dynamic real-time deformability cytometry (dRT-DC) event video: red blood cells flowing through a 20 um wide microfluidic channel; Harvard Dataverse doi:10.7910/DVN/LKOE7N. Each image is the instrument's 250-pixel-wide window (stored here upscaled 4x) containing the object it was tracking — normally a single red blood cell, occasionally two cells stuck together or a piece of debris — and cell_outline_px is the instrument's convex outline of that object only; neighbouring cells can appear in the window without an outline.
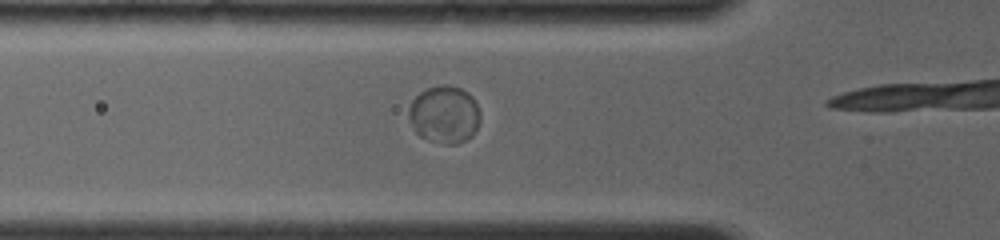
{"species": "common noctule bat (a hibernating species)", "species_latin": "Nyctalus noctula", "temperature_condition": "room temperature", "stored_images_in_passage": 5, "camera_frame_rate_fps": 4000, "um_per_image_px": 0.085, "animal": {"sex": "female", "body_mass_g": 19.0, "forearm_length_mm": 56.7}, "frame": {"image": 1, "passage_image": 3, "time_ms": 1.0, "image_size_px": [1000, 240], "cell_outline_px": [[480, 120], [472, 136], [456, 144], [444, 144], [420, 136], [416, 132], [408, 120], [408, 112], [412, 100], [420, 92], [428, 88], [440, 84], [448, 84], [460, 88], [468, 92], [472, 96], [480, 112]], "centroid_in_image_um": [37.77, 9.71], "position_along_channel_um": 88.0, "area_um2": 23.99}}